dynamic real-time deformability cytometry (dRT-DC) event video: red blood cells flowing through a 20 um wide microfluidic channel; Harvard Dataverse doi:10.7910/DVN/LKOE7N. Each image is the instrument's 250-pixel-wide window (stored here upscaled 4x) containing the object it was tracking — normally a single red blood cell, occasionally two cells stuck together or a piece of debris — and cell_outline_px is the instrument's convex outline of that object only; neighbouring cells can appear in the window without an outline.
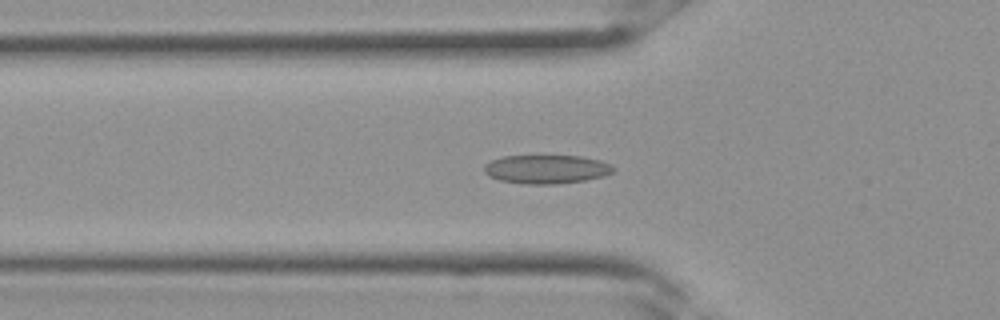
{"species": "Egyptian fruit bat (a non-hibernating species)", "species_latin": "Rousettus aegyptiacus", "temperature_condition": "room temperature", "stored_images_in_passage": 11, "camera_frame_rate_fps": 3000, "um_per_image_px": 0.085, "frame": {"image": 1, "passage_image": 10, "time_ms": 3.0, "image_size_px": [1000, 320], "cell_outline_px": [[616, 168], [612, 172], [604, 176], [584, 180], [556, 184], [528, 184], [500, 180], [488, 176], [484, 172], [484, 164], [492, 160], [504, 156], [580, 156], [600, 160], [612, 164]], "centroid_in_image_um": [46.46, 14.38], "position_along_channel_um": 79.3, "area_um2": 21.62}}